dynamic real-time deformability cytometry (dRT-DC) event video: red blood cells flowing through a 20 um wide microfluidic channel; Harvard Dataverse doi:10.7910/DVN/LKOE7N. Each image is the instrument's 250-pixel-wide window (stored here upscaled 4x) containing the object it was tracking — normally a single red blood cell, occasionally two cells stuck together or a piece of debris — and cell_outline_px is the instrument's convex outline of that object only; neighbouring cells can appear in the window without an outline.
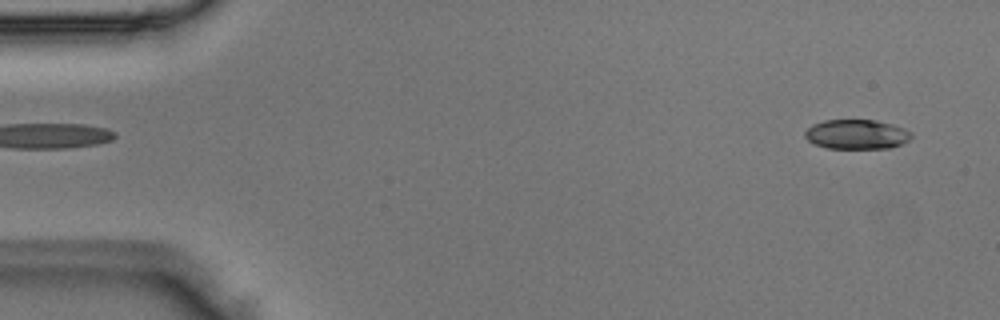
{"species": "Egyptian fruit bat (a non-hibernating species)", "species_latin": "Rousettus aegyptiacus", "temperature_condition": "room temperature", "stored_images_in_passage": 5, "segment_of_instrument_passage": [2, 2], "camera_frame_rate_fps": 3000, "um_per_image_px": 0.085, "animal": {"sex": "male"}, "frame": {"image": 1, "passage_image": 5, "time_ms": 1.333, "image_size_px": [1000, 320], "cell_outline_px": [[912, 136], [908, 140], [900, 144], [888, 148], [828, 148], [816, 144], [808, 140], [804, 136], [804, 132], [812, 124], [824, 120], [876, 120], [892, 124], [904, 128], [912, 132]], "centroid_in_image_um": [72.81, 11.41], "position_along_channel_um": 12.2, "area_um2": 18.26}}